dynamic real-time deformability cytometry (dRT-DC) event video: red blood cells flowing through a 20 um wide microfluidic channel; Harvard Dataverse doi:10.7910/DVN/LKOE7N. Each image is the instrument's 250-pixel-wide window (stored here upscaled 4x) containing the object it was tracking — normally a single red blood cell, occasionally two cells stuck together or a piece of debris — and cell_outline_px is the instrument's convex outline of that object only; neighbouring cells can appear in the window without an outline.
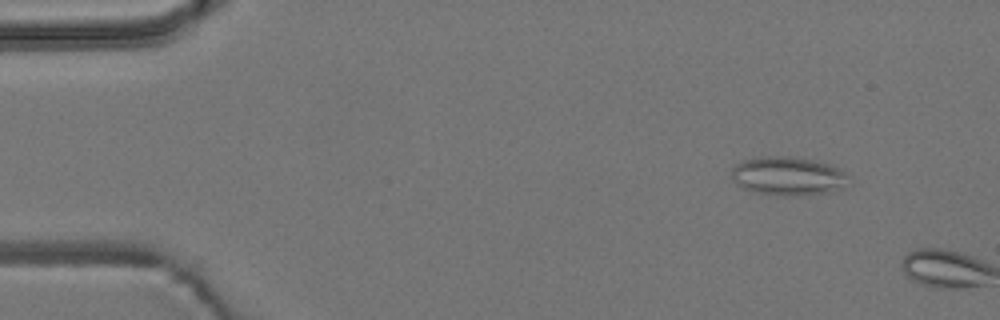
{"species": "common noctule bat (a hibernating species)", "species_latin": "Nyctalus noctula", "temperature_condition": "room temperature", "stored_images_in_passage": 3, "camera_frame_rate_fps": 3000, "um_per_image_px": 0.085, "animal": {"sex": "male", "body_mass_g": 19.2, "forearm_length_mm": 51.8}, "frame": {"image": 1, "passage_image": 2, "time_ms": 1.333, "image_size_px": [1000, 320], "cell_outline_px": [[852, 184], [844, 188], [832, 192], [792, 196], [788, 196], [756, 192], [744, 188], [736, 184], [732, 180], [732, 168], [736, 164], [744, 160], [764, 156], [796, 156], [828, 164], [840, 168], [852, 176]], "centroid_in_image_um": [67.09, 14.96], "position_along_channel_um": 17.9, "area_um2": 26.93}}